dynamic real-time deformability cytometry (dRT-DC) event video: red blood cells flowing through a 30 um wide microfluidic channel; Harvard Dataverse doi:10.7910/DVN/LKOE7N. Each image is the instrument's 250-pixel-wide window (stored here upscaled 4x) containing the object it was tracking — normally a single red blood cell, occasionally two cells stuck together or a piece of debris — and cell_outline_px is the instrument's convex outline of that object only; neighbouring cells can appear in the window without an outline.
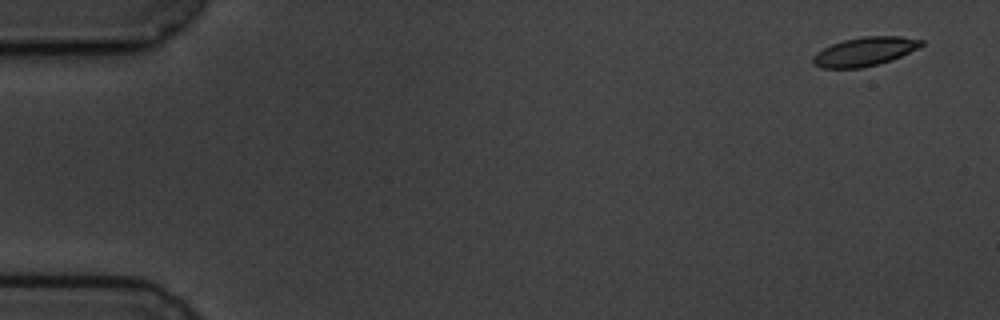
{"species": "common noctule bat (a hibernating species)", "species_latin": "Nyctalus noctula", "temperature_condition": "cold", "stored_images_in_passage": 3, "camera_frame_rate_fps": 3000, "um_per_image_px": 0.085, "animal": {"sex": "male", "body_mass_g": 19.5, "forearm_length_mm": 54.6}, "frame": {"image": 1, "passage_image": 1, "time_ms": 0.0, "image_size_px": [1000, 320], "cell_outline_px": [[924, 44], [920, 48], [900, 56], [876, 64], [860, 68], [820, 68], [812, 64], [812, 56], [816, 52], [832, 44], [844, 40], [864, 36], [900, 36], [924, 40]], "centroid_in_image_um": [73.48, 4.38], "position_along_channel_um": 11.5, "area_um2": 18.15}}